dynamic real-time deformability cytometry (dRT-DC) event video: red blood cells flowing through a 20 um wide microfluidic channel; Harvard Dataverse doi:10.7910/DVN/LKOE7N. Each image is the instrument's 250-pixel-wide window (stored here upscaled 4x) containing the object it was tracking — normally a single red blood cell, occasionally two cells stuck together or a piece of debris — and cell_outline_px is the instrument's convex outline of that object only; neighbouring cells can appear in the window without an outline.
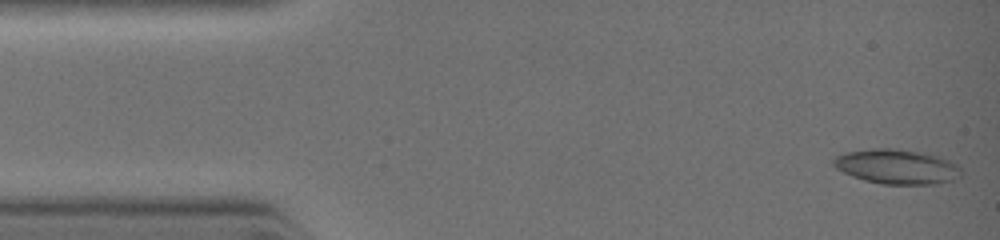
{"species": "common noctule bat (a hibernating species)", "species_latin": "Nyctalus noctula", "temperature_condition": "warm", "stored_images_in_passage": 10, "camera_frame_rate_fps": 3000, "um_per_image_px": 0.085, "animal": {"sex": "female", "body_mass_g": 19.0, "forearm_length_mm": 51.5}, "frame": {"image": 1, "passage_image": 1, "time_ms": 0.0, "image_size_px": [1000, 240], "cell_outline_px": [[952, 180], [932, 184], [884, 184], [864, 180], [844, 172], [836, 168], [832, 160], [836, 156], [848, 152], [884, 148], [888, 148], [912, 152], [932, 156], [948, 164]], "centroid_in_image_um": [75.94, 14.18], "position_along_channel_um": 9.1, "area_um2": 23.47}}
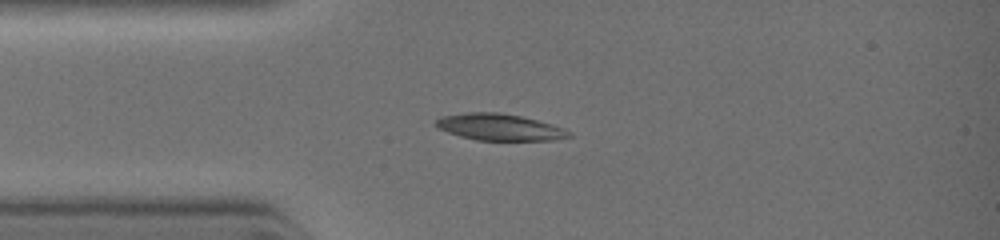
{"frame": {"image": 2, "passage_image": 5, "time_ms": 2.333, "image_size_px": [1000, 240], "cell_outline_px": [[572, 136], [548, 140], [476, 140], [460, 136], [448, 132], [440, 128], [436, 124], [436, 120], [444, 116], [468, 112], [500, 112], [520, 116], [552, 124], [568, 132]], "centroid_in_image_um": [42.43, 10.8], "position_along_channel_um": 42.6, "area_um2": 20.11}}
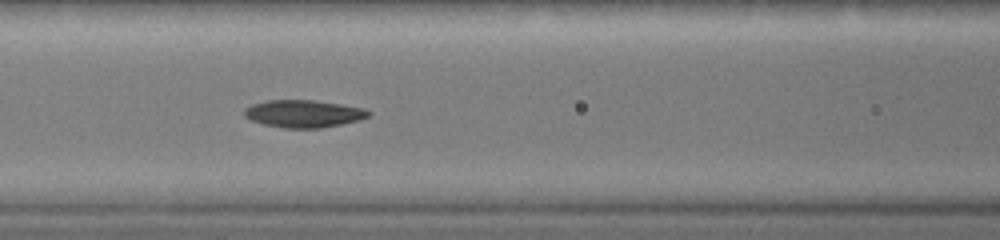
{"frame": {"image": 3, "passage_image": 10, "time_ms": 4.333, "image_size_px": [1000, 240], "cell_outline_px": [[372, 112], [368, 116], [356, 120], [340, 124], [320, 128], [284, 128], [264, 124], [252, 120], [244, 116], [244, 108], [252, 104], [268, 100], [312, 100], [340, 104], [364, 108]], "centroid_in_image_um": [25.77, 9.66], "position_along_channel_um": 140.8, "area_um2": 19.65}}